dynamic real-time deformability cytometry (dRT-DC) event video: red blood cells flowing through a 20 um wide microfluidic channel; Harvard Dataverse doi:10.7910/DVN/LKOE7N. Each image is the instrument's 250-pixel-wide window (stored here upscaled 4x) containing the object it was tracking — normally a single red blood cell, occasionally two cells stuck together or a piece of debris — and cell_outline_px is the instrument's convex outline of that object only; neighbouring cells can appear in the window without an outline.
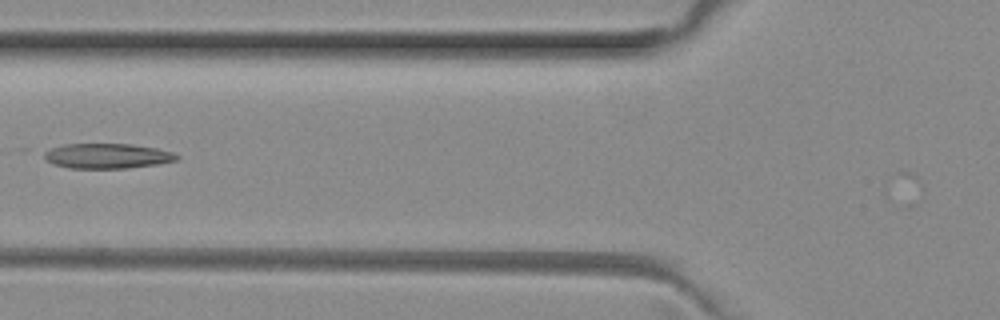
{"species": "common noctule bat (a hibernating species)", "species_latin": "Nyctalus noctula", "temperature_condition": "room temperature", "stored_images_in_passage": 6, "camera_frame_rate_fps": 3000, "um_per_image_px": 0.085, "animal": {"sex": "female", "body_mass_g": 29.2, "forearm_length_mm": 56.3}, "frame": {"image": 1, "passage_image": 5, "time_ms": 1.333, "image_size_px": [1000, 320], "cell_outline_px": [[180, 156], [176, 160], [160, 164], [128, 168], [68, 168], [52, 164], [44, 160], [44, 152], [52, 148], [64, 144], [132, 144], [156, 148], [172, 152]], "centroid_in_image_um": [9.1, 13.26], "position_along_channel_um": 116.7, "area_um2": 19.42}}
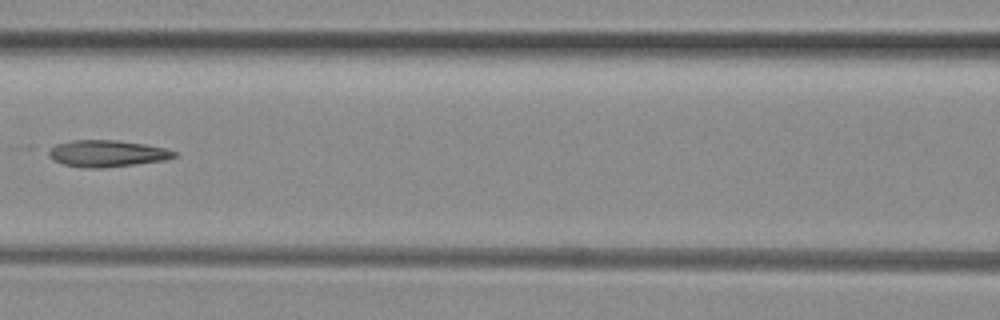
{"frame": {"image": 2, "passage_image": 6, "time_ms": 1.667, "image_size_px": [1000, 320], "cell_outline_px": [[176, 156], [164, 160], [136, 164], [104, 168], [84, 168], [64, 164], [52, 160], [48, 156], [48, 148], [56, 144], [72, 140], [116, 140], [144, 144], [164, 148], [176, 152]], "centroid_in_image_um": [9.04, 13.05], "position_along_channel_um": 157.6, "area_um2": 19.54}}